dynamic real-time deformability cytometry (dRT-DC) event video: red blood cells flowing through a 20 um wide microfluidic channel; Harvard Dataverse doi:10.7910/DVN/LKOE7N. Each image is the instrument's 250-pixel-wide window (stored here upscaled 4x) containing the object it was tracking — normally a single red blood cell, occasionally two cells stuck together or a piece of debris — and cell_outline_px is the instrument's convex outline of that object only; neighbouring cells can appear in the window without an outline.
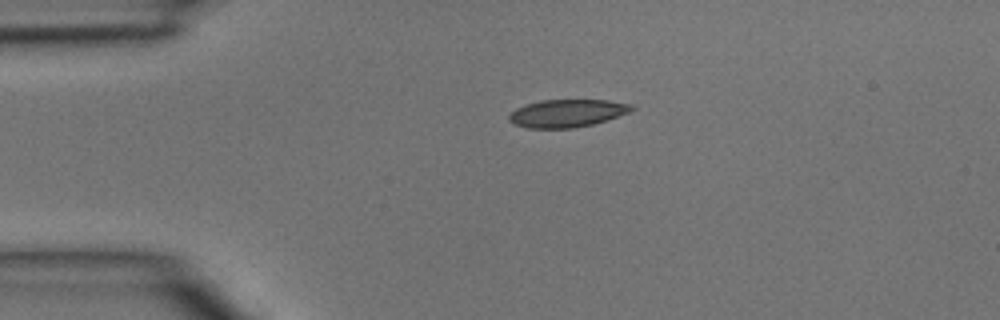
{"species": "common noctule bat (a hibernating species)", "species_latin": "Nyctalus noctula", "temperature_condition": "room temperature", "stored_images_in_passage": 36, "camera_frame_rate_fps": 3000, "um_per_image_px": 0.085, "animal": {"sex": "male", "body_mass_g": 15.6}, "frame": {"image": 1, "passage_image": 1, "time_ms": 0.0, "image_size_px": [1000, 320], "cell_outline_px": [[636, 108], [628, 112], [608, 120], [592, 124], [572, 128], [528, 128], [516, 124], [508, 120], [508, 116], [516, 108], [540, 100], [608, 100], [632, 104]], "centroid_in_image_um": [48.22, 9.62], "position_along_channel_um": 36.8, "area_um2": 19.71}}
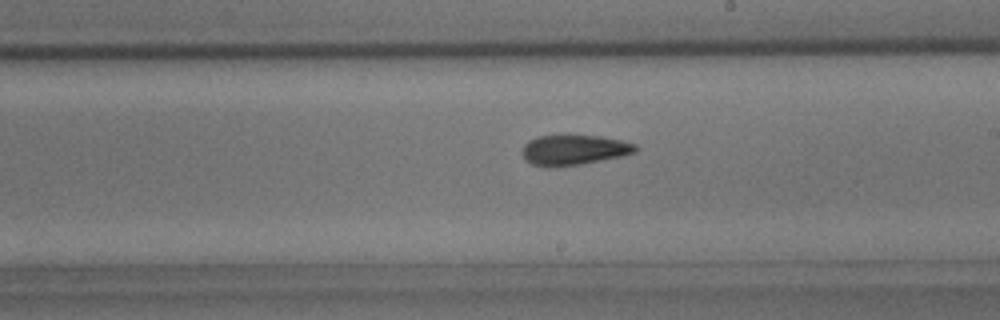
{"frame": {"image": 2, "passage_image": 17, "time_ms": 5.333, "image_size_px": [1000, 320], "cell_outline_px": [[640, 148], [636, 152], [620, 156], [580, 164], [532, 164], [524, 160], [520, 152], [524, 144], [528, 140], [536, 136], [568, 132], [600, 136], [620, 140], [636, 144]], "centroid_in_image_um": [48.77, 12.65], "position_along_channel_um": 240.2, "area_um2": 20.23}}
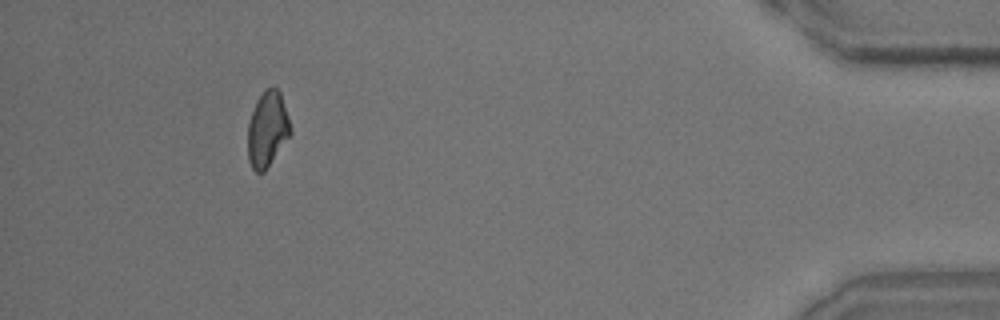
{"frame": {"image": 3, "passage_image": 33, "time_ms": 10.667, "image_size_px": [1000, 320], "cell_outline_px": [[292, 132], [264, 172], [256, 172], [252, 168], [248, 160], [248, 120], [256, 100], [264, 88], [276, 88], [280, 92], [292, 128]], "centroid_in_image_um": [22.71, 10.97], "position_along_channel_um": 412.5, "area_um2": 18.79}}